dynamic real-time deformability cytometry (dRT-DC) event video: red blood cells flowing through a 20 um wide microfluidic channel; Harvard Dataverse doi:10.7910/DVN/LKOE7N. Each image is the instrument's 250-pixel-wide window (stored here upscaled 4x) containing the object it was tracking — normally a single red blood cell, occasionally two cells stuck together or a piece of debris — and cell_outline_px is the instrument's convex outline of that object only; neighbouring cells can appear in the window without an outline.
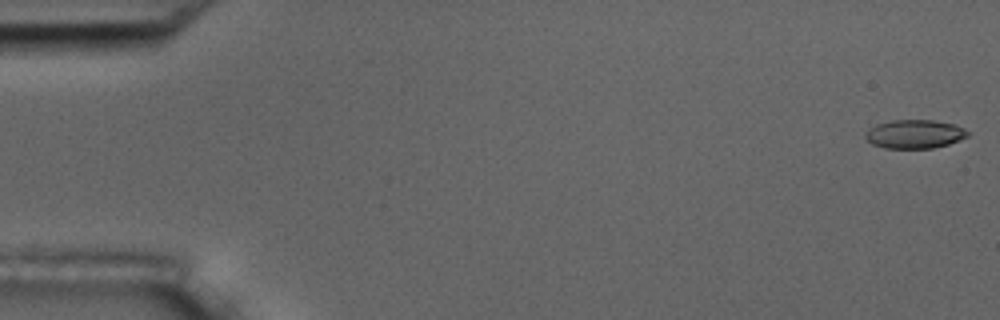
{"species": "common noctule bat (a hibernating species)", "species_latin": "Nyctalus noctula", "temperature_condition": "room temperature", "stored_images_in_passage": 6, "camera_frame_rate_fps": 3000, "um_per_image_px": 0.085, "animal": {"sex": "male", "body_mass_g": 17.5, "forearm_length_mm": 52.3}, "frame": {"image": 1, "passage_image": 1, "time_ms": 0.0, "image_size_px": [1000, 320], "cell_outline_px": [[968, 136], [960, 140], [948, 144], [932, 148], [884, 148], [872, 144], [864, 136], [876, 124], [892, 120], [932, 120], [956, 124], [964, 128], [968, 132]], "centroid_in_image_um": [77.78, 11.39], "position_along_channel_um": 7.2, "area_um2": 16.99}}
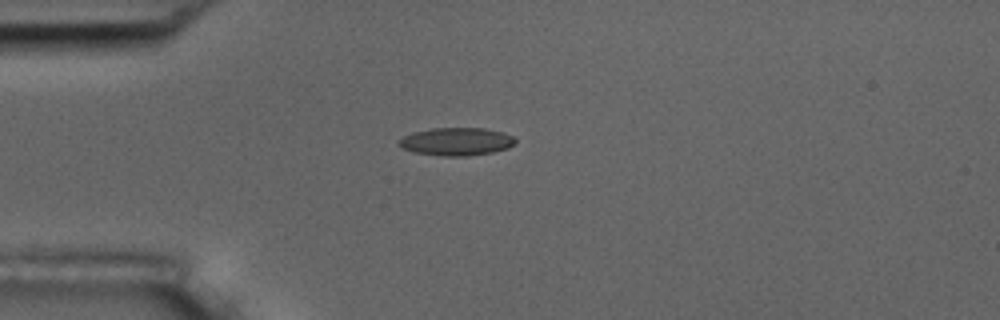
{"frame": {"image": 2, "passage_image": 5, "time_ms": 1.333, "image_size_px": [1000, 320], "cell_outline_px": [[516, 144], [508, 148], [492, 152], [468, 156], [440, 156], [416, 152], [400, 148], [396, 144], [396, 140], [412, 132], [432, 128], [484, 128], [504, 132], [512, 136], [516, 140]], "centroid_in_image_um": [38.77, 12.03], "position_along_channel_um": 46.2, "area_um2": 19.19}}
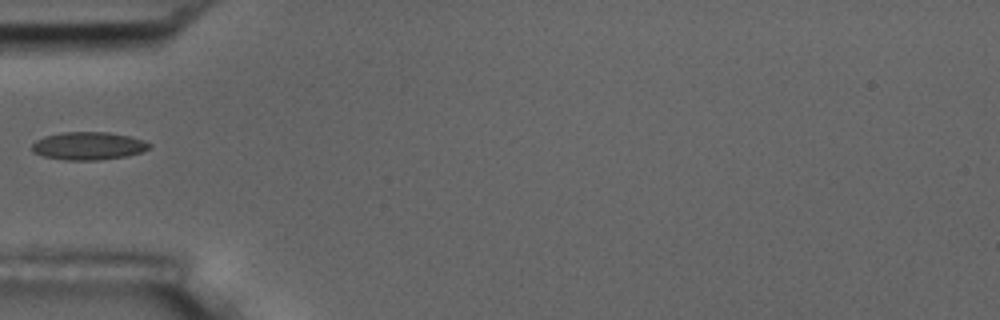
{"frame": {"image": 3, "passage_image": 6, "time_ms": 1.667, "image_size_px": [1000, 320], "cell_outline_px": [[152, 144], [148, 148], [140, 152], [128, 156], [100, 160], [64, 160], [44, 156], [32, 152], [32, 144], [36, 140], [44, 136], [60, 132], [108, 132], [128, 136], [144, 140]], "centroid_in_image_um": [7.49, 12.4], "position_along_channel_um": 77.5, "area_um2": 19.13}}